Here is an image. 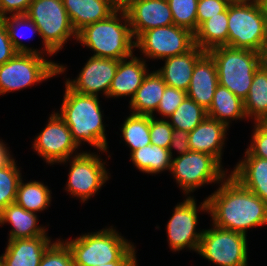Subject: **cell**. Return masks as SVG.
Listing matches in <instances>:
<instances>
[{
	"label": "cell",
	"mask_w": 267,
	"mask_h": 266,
	"mask_svg": "<svg viewBox=\"0 0 267 266\" xmlns=\"http://www.w3.org/2000/svg\"><path fill=\"white\" fill-rule=\"evenodd\" d=\"M2 20L5 23L9 39L18 52H31L45 55L44 50L32 49L20 41L21 38L30 39L31 35L33 36L35 33L40 36L39 29L26 14L10 15L2 18ZM24 28L27 29L24 31ZM27 31L33 34L30 33V36H26L27 34L25 35V32L28 33Z\"/></svg>",
	"instance_id": "obj_32"
},
{
	"label": "cell",
	"mask_w": 267,
	"mask_h": 266,
	"mask_svg": "<svg viewBox=\"0 0 267 266\" xmlns=\"http://www.w3.org/2000/svg\"><path fill=\"white\" fill-rule=\"evenodd\" d=\"M123 141L130 147L131 152L150 145V116L130 113L121 125Z\"/></svg>",
	"instance_id": "obj_31"
},
{
	"label": "cell",
	"mask_w": 267,
	"mask_h": 266,
	"mask_svg": "<svg viewBox=\"0 0 267 266\" xmlns=\"http://www.w3.org/2000/svg\"><path fill=\"white\" fill-rule=\"evenodd\" d=\"M222 164L212 155L188 151L184 155L172 158L170 172L184 194L191 197V192L205 184L221 183L227 176Z\"/></svg>",
	"instance_id": "obj_9"
},
{
	"label": "cell",
	"mask_w": 267,
	"mask_h": 266,
	"mask_svg": "<svg viewBox=\"0 0 267 266\" xmlns=\"http://www.w3.org/2000/svg\"><path fill=\"white\" fill-rule=\"evenodd\" d=\"M205 53L194 46L187 53L163 59L164 66L156 70L167 86L187 91L197 60Z\"/></svg>",
	"instance_id": "obj_22"
},
{
	"label": "cell",
	"mask_w": 267,
	"mask_h": 266,
	"mask_svg": "<svg viewBox=\"0 0 267 266\" xmlns=\"http://www.w3.org/2000/svg\"><path fill=\"white\" fill-rule=\"evenodd\" d=\"M260 67L267 70V39L259 51Z\"/></svg>",
	"instance_id": "obj_45"
},
{
	"label": "cell",
	"mask_w": 267,
	"mask_h": 266,
	"mask_svg": "<svg viewBox=\"0 0 267 266\" xmlns=\"http://www.w3.org/2000/svg\"><path fill=\"white\" fill-rule=\"evenodd\" d=\"M118 63L119 60L116 59L91 56L79 72V76L73 80L66 78L65 84L83 95L98 96L103 92L102 94L107 97Z\"/></svg>",
	"instance_id": "obj_15"
},
{
	"label": "cell",
	"mask_w": 267,
	"mask_h": 266,
	"mask_svg": "<svg viewBox=\"0 0 267 266\" xmlns=\"http://www.w3.org/2000/svg\"><path fill=\"white\" fill-rule=\"evenodd\" d=\"M52 243L49 236L8 239L1 255L4 266H39L43 253Z\"/></svg>",
	"instance_id": "obj_20"
},
{
	"label": "cell",
	"mask_w": 267,
	"mask_h": 266,
	"mask_svg": "<svg viewBox=\"0 0 267 266\" xmlns=\"http://www.w3.org/2000/svg\"><path fill=\"white\" fill-rule=\"evenodd\" d=\"M207 198L212 225L247 236V229L267 225V203L231 174Z\"/></svg>",
	"instance_id": "obj_1"
},
{
	"label": "cell",
	"mask_w": 267,
	"mask_h": 266,
	"mask_svg": "<svg viewBox=\"0 0 267 266\" xmlns=\"http://www.w3.org/2000/svg\"><path fill=\"white\" fill-rule=\"evenodd\" d=\"M267 39V12L262 0L228 5V47L259 52Z\"/></svg>",
	"instance_id": "obj_5"
},
{
	"label": "cell",
	"mask_w": 267,
	"mask_h": 266,
	"mask_svg": "<svg viewBox=\"0 0 267 266\" xmlns=\"http://www.w3.org/2000/svg\"><path fill=\"white\" fill-rule=\"evenodd\" d=\"M9 147L6 146V144L3 142V140H0V168L7 166L14 158L13 155L10 154V151L8 149Z\"/></svg>",
	"instance_id": "obj_44"
},
{
	"label": "cell",
	"mask_w": 267,
	"mask_h": 266,
	"mask_svg": "<svg viewBox=\"0 0 267 266\" xmlns=\"http://www.w3.org/2000/svg\"><path fill=\"white\" fill-rule=\"evenodd\" d=\"M244 110L247 118L259 123L267 116V70L259 67L254 73L253 81L244 99Z\"/></svg>",
	"instance_id": "obj_29"
},
{
	"label": "cell",
	"mask_w": 267,
	"mask_h": 266,
	"mask_svg": "<svg viewBox=\"0 0 267 266\" xmlns=\"http://www.w3.org/2000/svg\"><path fill=\"white\" fill-rule=\"evenodd\" d=\"M95 153L80 151V154L71 157V160L68 158L60 162L71 163L65 190L83 203L98 193L110 178L105 167L106 162Z\"/></svg>",
	"instance_id": "obj_11"
},
{
	"label": "cell",
	"mask_w": 267,
	"mask_h": 266,
	"mask_svg": "<svg viewBox=\"0 0 267 266\" xmlns=\"http://www.w3.org/2000/svg\"><path fill=\"white\" fill-rule=\"evenodd\" d=\"M252 141L244 156H255L267 159V130L260 124L254 123Z\"/></svg>",
	"instance_id": "obj_39"
},
{
	"label": "cell",
	"mask_w": 267,
	"mask_h": 266,
	"mask_svg": "<svg viewBox=\"0 0 267 266\" xmlns=\"http://www.w3.org/2000/svg\"><path fill=\"white\" fill-rule=\"evenodd\" d=\"M212 227L203 229L198 254L217 266H248L247 236Z\"/></svg>",
	"instance_id": "obj_10"
},
{
	"label": "cell",
	"mask_w": 267,
	"mask_h": 266,
	"mask_svg": "<svg viewBox=\"0 0 267 266\" xmlns=\"http://www.w3.org/2000/svg\"><path fill=\"white\" fill-rule=\"evenodd\" d=\"M198 207L193 196H187L175 206L166 226L169 247L173 252L184 248L198 251L203 230L196 231L199 218L197 213L199 210L208 213L207 198Z\"/></svg>",
	"instance_id": "obj_13"
},
{
	"label": "cell",
	"mask_w": 267,
	"mask_h": 266,
	"mask_svg": "<svg viewBox=\"0 0 267 266\" xmlns=\"http://www.w3.org/2000/svg\"><path fill=\"white\" fill-rule=\"evenodd\" d=\"M75 266H96L113 261H138L135 246L113 226L85 233L69 241Z\"/></svg>",
	"instance_id": "obj_4"
},
{
	"label": "cell",
	"mask_w": 267,
	"mask_h": 266,
	"mask_svg": "<svg viewBox=\"0 0 267 266\" xmlns=\"http://www.w3.org/2000/svg\"><path fill=\"white\" fill-rule=\"evenodd\" d=\"M19 169L15 159L0 168V212L16 201L18 184L22 178Z\"/></svg>",
	"instance_id": "obj_34"
},
{
	"label": "cell",
	"mask_w": 267,
	"mask_h": 266,
	"mask_svg": "<svg viewBox=\"0 0 267 266\" xmlns=\"http://www.w3.org/2000/svg\"><path fill=\"white\" fill-rule=\"evenodd\" d=\"M128 59L119 60L107 98L129 96L131 101L148 74L149 69L144 58L132 55Z\"/></svg>",
	"instance_id": "obj_19"
},
{
	"label": "cell",
	"mask_w": 267,
	"mask_h": 266,
	"mask_svg": "<svg viewBox=\"0 0 267 266\" xmlns=\"http://www.w3.org/2000/svg\"><path fill=\"white\" fill-rule=\"evenodd\" d=\"M230 3H234V2H241V1H245V0H227Z\"/></svg>",
	"instance_id": "obj_49"
},
{
	"label": "cell",
	"mask_w": 267,
	"mask_h": 266,
	"mask_svg": "<svg viewBox=\"0 0 267 266\" xmlns=\"http://www.w3.org/2000/svg\"><path fill=\"white\" fill-rule=\"evenodd\" d=\"M39 266H75L72 252L64 240L58 239L47 248Z\"/></svg>",
	"instance_id": "obj_36"
},
{
	"label": "cell",
	"mask_w": 267,
	"mask_h": 266,
	"mask_svg": "<svg viewBox=\"0 0 267 266\" xmlns=\"http://www.w3.org/2000/svg\"><path fill=\"white\" fill-rule=\"evenodd\" d=\"M96 266H138L137 261H113L106 264Z\"/></svg>",
	"instance_id": "obj_46"
},
{
	"label": "cell",
	"mask_w": 267,
	"mask_h": 266,
	"mask_svg": "<svg viewBox=\"0 0 267 266\" xmlns=\"http://www.w3.org/2000/svg\"><path fill=\"white\" fill-rule=\"evenodd\" d=\"M123 9L134 40L146 30L174 24L167 0H131Z\"/></svg>",
	"instance_id": "obj_16"
},
{
	"label": "cell",
	"mask_w": 267,
	"mask_h": 266,
	"mask_svg": "<svg viewBox=\"0 0 267 266\" xmlns=\"http://www.w3.org/2000/svg\"><path fill=\"white\" fill-rule=\"evenodd\" d=\"M32 148L51 165L80 154L69 127L57 112H52L46 127L34 139Z\"/></svg>",
	"instance_id": "obj_14"
},
{
	"label": "cell",
	"mask_w": 267,
	"mask_h": 266,
	"mask_svg": "<svg viewBox=\"0 0 267 266\" xmlns=\"http://www.w3.org/2000/svg\"><path fill=\"white\" fill-rule=\"evenodd\" d=\"M63 4L76 33L118 9L113 0H63Z\"/></svg>",
	"instance_id": "obj_21"
},
{
	"label": "cell",
	"mask_w": 267,
	"mask_h": 266,
	"mask_svg": "<svg viewBox=\"0 0 267 266\" xmlns=\"http://www.w3.org/2000/svg\"><path fill=\"white\" fill-rule=\"evenodd\" d=\"M33 0H0V19L10 15H25ZM12 13V14H11Z\"/></svg>",
	"instance_id": "obj_41"
},
{
	"label": "cell",
	"mask_w": 267,
	"mask_h": 266,
	"mask_svg": "<svg viewBox=\"0 0 267 266\" xmlns=\"http://www.w3.org/2000/svg\"><path fill=\"white\" fill-rule=\"evenodd\" d=\"M150 116V141L151 144L168 149L174 128L164 119Z\"/></svg>",
	"instance_id": "obj_37"
},
{
	"label": "cell",
	"mask_w": 267,
	"mask_h": 266,
	"mask_svg": "<svg viewBox=\"0 0 267 266\" xmlns=\"http://www.w3.org/2000/svg\"><path fill=\"white\" fill-rule=\"evenodd\" d=\"M130 154V159L134 166L143 173L159 174L162 171H170L171 169L172 157L168 149L150 144Z\"/></svg>",
	"instance_id": "obj_28"
},
{
	"label": "cell",
	"mask_w": 267,
	"mask_h": 266,
	"mask_svg": "<svg viewBox=\"0 0 267 266\" xmlns=\"http://www.w3.org/2000/svg\"><path fill=\"white\" fill-rule=\"evenodd\" d=\"M208 53L217 67L218 84L244 101L248 96L254 73L260 67L259 52L219 46Z\"/></svg>",
	"instance_id": "obj_6"
},
{
	"label": "cell",
	"mask_w": 267,
	"mask_h": 266,
	"mask_svg": "<svg viewBox=\"0 0 267 266\" xmlns=\"http://www.w3.org/2000/svg\"><path fill=\"white\" fill-rule=\"evenodd\" d=\"M65 71L64 65L48 58L46 60L44 55L18 52L6 63L0 65V95L26 89Z\"/></svg>",
	"instance_id": "obj_7"
},
{
	"label": "cell",
	"mask_w": 267,
	"mask_h": 266,
	"mask_svg": "<svg viewBox=\"0 0 267 266\" xmlns=\"http://www.w3.org/2000/svg\"><path fill=\"white\" fill-rule=\"evenodd\" d=\"M207 117V111L188 96L167 120L177 130L191 132Z\"/></svg>",
	"instance_id": "obj_33"
},
{
	"label": "cell",
	"mask_w": 267,
	"mask_h": 266,
	"mask_svg": "<svg viewBox=\"0 0 267 266\" xmlns=\"http://www.w3.org/2000/svg\"><path fill=\"white\" fill-rule=\"evenodd\" d=\"M126 11L118 8L107 19L85 26L76 42L94 51L93 57L122 60L130 58L135 40Z\"/></svg>",
	"instance_id": "obj_3"
},
{
	"label": "cell",
	"mask_w": 267,
	"mask_h": 266,
	"mask_svg": "<svg viewBox=\"0 0 267 266\" xmlns=\"http://www.w3.org/2000/svg\"><path fill=\"white\" fill-rule=\"evenodd\" d=\"M218 86V72L215 61L205 52L196 62L186 93L189 98L206 111L212 104Z\"/></svg>",
	"instance_id": "obj_17"
},
{
	"label": "cell",
	"mask_w": 267,
	"mask_h": 266,
	"mask_svg": "<svg viewBox=\"0 0 267 266\" xmlns=\"http://www.w3.org/2000/svg\"><path fill=\"white\" fill-rule=\"evenodd\" d=\"M230 2L227 0H198L197 4V28L211 17L224 12Z\"/></svg>",
	"instance_id": "obj_40"
},
{
	"label": "cell",
	"mask_w": 267,
	"mask_h": 266,
	"mask_svg": "<svg viewBox=\"0 0 267 266\" xmlns=\"http://www.w3.org/2000/svg\"><path fill=\"white\" fill-rule=\"evenodd\" d=\"M115 5L118 8H123L124 6H126L131 0H113Z\"/></svg>",
	"instance_id": "obj_47"
},
{
	"label": "cell",
	"mask_w": 267,
	"mask_h": 266,
	"mask_svg": "<svg viewBox=\"0 0 267 266\" xmlns=\"http://www.w3.org/2000/svg\"><path fill=\"white\" fill-rule=\"evenodd\" d=\"M207 116L224 123L228 128L233 120H247L244 110V101L233 94L229 89L218 84Z\"/></svg>",
	"instance_id": "obj_26"
},
{
	"label": "cell",
	"mask_w": 267,
	"mask_h": 266,
	"mask_svg": "<svg viewBox=\"0 0 267 266\" xmlns=\"http://www.w3.org/2000/svg\"><path fill=\"white\" fill-rule=\"evenodd\" d=\"M231 175L267 203V159L244 156L237 162Z\"/></svg>",
	"instance_id": "obj_24"
},
{
	"label": "cell",
	"mask_w": 267,
	"mask_h": 266,
	"mask_svg": "<svg viewBox=\"0 0 267 266\" xmlns=\"http://www.w3.org/2000/svg\"><path fill=\"white\" fill-rule=\"evenodd\" d=\"M194 46V33L174 24L146 30L135 39V48L150 60L181 55Z\"/></svg>",
	"instance_id": "obj_12"
},
{
	"label": "cell",
	"mask_w": 267,
	"mask_h": 266,
	"mask_svg": "<svg viewBox=\"0 0 267 266\" xmlns=\"http://www.w3.org/2000/svg\"><path fill=\"white\" fill-rule=\"evenodd\" d=\"M172 139L170 141L169 145V153L171 157L173 158V149L176 150L179 154V156L184 155L188 151H190L189 146V132L184 130H177L174 129L172 132Z\"/></svg>",
	"instance_id": "obj_43"
},
{
	"label": "cell",
	"mask_w": 267,
	"mask_h": 266,
	"mask_svg": "<svg viewBox=\"0 0 267 266\" xmlns=\"http://www.w3.org/2000/svg\"><path fill=\"white\" fill-rule=\"evenodd\" d=\"M22 179L18 184L15 202L25 210L33 213L47 209L52 201V193L48 186L38 181L24 183Z\"/></svg>",
	"instance_id": "obj_30"
},
{
	"label": "cell",
	"mask_w": 267,
	"mask_h": 266,
	"mask_svg": "<svg viewBox=\"0 0 267 266\" xmlns=\"http://www.w3.org/2000/svg\"><path fill=\"white\" fill-rule=\"evenodd\" d=\"M18 51L9 39L5 23L0 19V65L14 57Z\"/></svg>",
	"instance_id": "obj_42"
},
{
	"label": "cell",
	"mask_w": 267,
	"mask_h": 266,
	"mask_svg": "<svg viewBox=\"0 0 267 266\" xmlns=\"http://www.w3.org/2000/svg\"><path fill=\"white\" fill-rule=\"evenodd\" d=\"M60 110L57 114L69 127L72 138L79 147L82 142H87L100 152H108L104 115L98 96L77 93L65 84Z\"/></svg>",
	"instance_id": "obj_2"
},
{
	"label": "cell",
	"mask_w": 267,
	"mask_h": 266,
	"mask_svg": "<svg viewBox=\"0 0 267 266\" xmlns=\"http://www.w3.org/2000/svg\"><path fill=\"white\" fill-rule=\"evenodd\" d=\"M227 130L228 127L224 123L207 116L189 132L190 151L212 155L222 163Z\"/></svg>",
	"instance_id": "obj_18"
},
{
	"label": "cell",
	"mask_w": 267,
	"mask_h": 266,
	"mask_svg": "<svg viewBox=\"0 0 267 266\" xmlns=\"http://www.w3.org/2000/svg\"><path fill=\"white\" fill-rule=\"evenodd\" d=\"M26 15L39 29L46 56L59 52L71 36L77 39L63 0H33Z\"/></svg>",
	"instance_id": "obj_8"
},
{
	"label": "cell",
	"mask_w": 267,
	"mask_h": 266,
	"mask_svg": "<svg viewBox=\"0 0 267 266\" xmlns=\"http://www.w3.org/2000/svg\"><path fill=\"white\" fill-rule=\"evenodd\" d=\"M0 266H4V263H3V258H2V256H0Z\"/></svg>",
	"instance_id": "obj_50"
},
{
	"label": "cell",
	"mask_w": 267,
	"mask_h": 266,
	"mask_svg": "<svg viewBox=\"0 0 267 266\" xmlns=\"http://www.w3.org/2000/svg\"><path fill=\"white\" fill-rule=\"evenodd\" d=\"M166 86L167 84L156 70L149 72L134 97L129 101L131 113L154 117Z\"/></svg>",
	"instance_id": "obj_25"
},
{
	"label": "cell",
	"mask_w": 267,
	"mask_h": 266,
	"mask_svg": "<svg viewBox=\"0 0 267 266\" xmlns=\"http://www.w3.org/2000/svg\"><path fill=\"white\" fill-rule=\"evenodd\" d=\"M186 96V91L166 86L156 112L162 115L163 118L166 117L168 120Z\"/></svg>",
	"instance_id": "obj_38"
},
{
	"label": "cell",
	"mask_w": 267,
	"mask_h": 266,
	"mask_svg": "<svg viewBox=\"0 0 267 266\" xmlns=\"http://www.w3.org/2000/svg\"><path fill=\"white\" fill-rule=\"evenodd\" d=\"M195 45L208 52L219 47L228 46V7L218 16L203 22L194 33Z\"/></svg>",
	"instance_id": "obj_27"
},
{
	"label": "cell",
	"mask_w": 267,
	"mask_h": 266,
	"mask_svg": "<svg viewBox=\"0 0 267 266\" xmlns=\"http://www.w3.org/2000/svg\"><path fill=\"white\" fill-rule=\"evenodd\" d=\"M259 123L267 130V116Z\"/></svg>",
	"instance_id": "obj_48"
},
{
	"label": "cell",
	"mask_w": 267,
	"mask_h": 266,
	"mask_svg": "<svg viewBox=\"0 0 267 266\" xmlns=\"http://www.w3.org/2000/svg\"><path fill=\"white\" fill-rule=\"evenodd\" d=\"M264 5H265V8H266V12H267V0H262Z\"/></svg>",
	"instance_id": "obj_51"
},
{
	"label": "cell",
	"mask_w": 267,
	"mask_h": 266,
	"mask_svg": "<svg viewBox=\"0 0 267 266\" xmlns=\"http://www.w3.org/2000/svg\"><path fill=\"white\" fill-rule=\"evenodd\" d=\"M11 224L9 239L34 238L48 236L47 228L38 225L36 213L25 210L16 202L9 204L0 212V225Z\"/></svg>",
	"instance_id": "obj_23"
},
{
	"label": "cell",
	"mask_w": 267,
	"mask_h": 266,
	"mask_svg": "<svg viewBox=\"0 0 267 266\" xmlns=\"http://www.w3.org/2000/svg\"><path fill=\"white\" fill-rule=\"evenodd\" d=\"M167 2L172 12L174 25L195 33L198 0H167Z\"/></svg>",
	"instance_id": "obj_35"
}]
</instances>
